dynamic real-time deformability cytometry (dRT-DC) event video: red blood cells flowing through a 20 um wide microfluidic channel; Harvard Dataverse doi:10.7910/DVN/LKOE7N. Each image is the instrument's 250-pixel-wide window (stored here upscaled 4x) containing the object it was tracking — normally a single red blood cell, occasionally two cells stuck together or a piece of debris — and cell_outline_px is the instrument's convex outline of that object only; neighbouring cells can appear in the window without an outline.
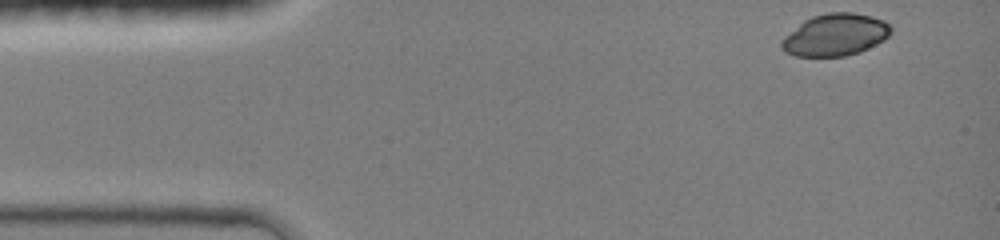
{"species": "common noctule bat (a hibernating species)", "species_latin": "Nyctalus noctula", "temperature_condition": "room temperature", "stored_images_in_passage": 39, "camera_frame_rate_fps": 3000, "um_per_image_px": 0.085, "animal": {"sex": "female", "body_mass_g": 19.0, "forearm_length_mm": 51.5}, "frame": {"image": 1, "passage_image": 1, "time_ms": 0.0, "image_size_px": [1000, 240], "cell_outline_px": [[892, 32], [884, 40], [860, 52], [844, 56], [796, 56], [784, 52], [780, 48], [780, 40], [784, 36], [804, 20], [812, 16], [828, 12], [852, 12], [884, 20], [892, 28]], "centroid_in_image_um": [70.97, 2.97], "position_along_channel_um": 14.0, "area_um2": 26.88}}
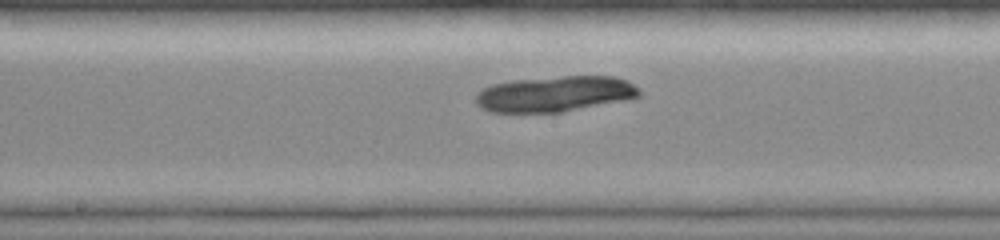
{"frame": {"image": 2, "passage_image": 21, "time_ms": 6.667, "image_size_px": [1000, 240], "cell_outline_px": [[640, 96], [624, 100], [560, 112], [488, 112], [480, 108], [476, 104], [476, 96], [484, 88], [492, 84], [512, 80], [564, 76], [612, 76], [628, 80], [640, 88]], "centroid_in_image_um": [47.16, 7.98], "position_along_channel_um": 201.0, "area_um2": 33.93}}
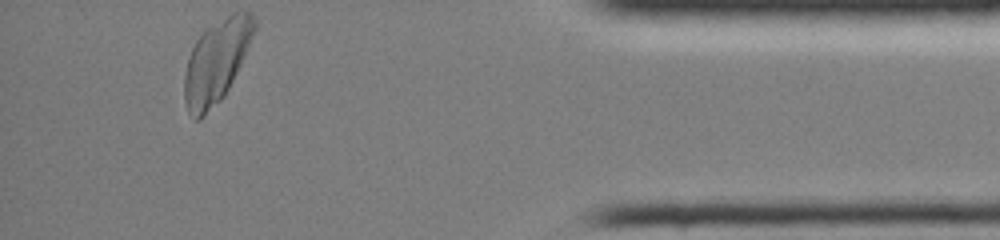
{"frame": {"image": 3, "passage_image": 39, "time_ms": 12.667, "image_size_px": [1000, 240], "cell_outline_px": [[256, 28], [244, 56], [224, 96], [200, 120], [196, 120], [188, 112], [184, 100], [184, 76], [188, 60], [192, 48], [196, 40], [204, 28], [232, 12], [252, 12], [256, 20]], "centroid_in_image_um": [18.38, 5.2], "position_along_channel_um": 416.8, "area_um2": 33.58}}